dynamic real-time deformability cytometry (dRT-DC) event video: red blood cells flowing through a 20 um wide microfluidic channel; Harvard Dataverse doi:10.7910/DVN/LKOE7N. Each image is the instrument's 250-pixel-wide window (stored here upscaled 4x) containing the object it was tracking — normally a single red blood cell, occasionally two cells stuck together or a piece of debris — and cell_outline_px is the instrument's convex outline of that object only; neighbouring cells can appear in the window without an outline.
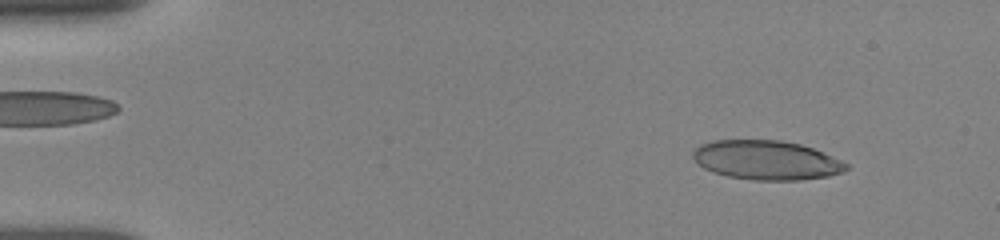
{"species": "human", "species_latin": "Homo sapiens", "temperature_condition": "room temperature", "stored_images_in_passage": 50, "camera_frame_rate_fps": 3000, "um_per_image_px": 0.085, "donor": {"sex": "female"}, "frame": {"image": 1, "passage_image": 7, "time_ms": 1.333, "image_size_px": [1000, 240], "cell_outline_px": [[848, 168], [844, 172], [828, 176], [800, 180], [752, 180], [728, 176], [712, 172], [696, 164], [692, 156], [692, 152], [700, 144], [712, 140], [780, 140], [800, 144], [812, 148], [832, 156], [848, 164]], "centroid_in_image_um": [65.11, 13.61], "position_along_channel_um": 19.9, "area_um2": 35.2}}
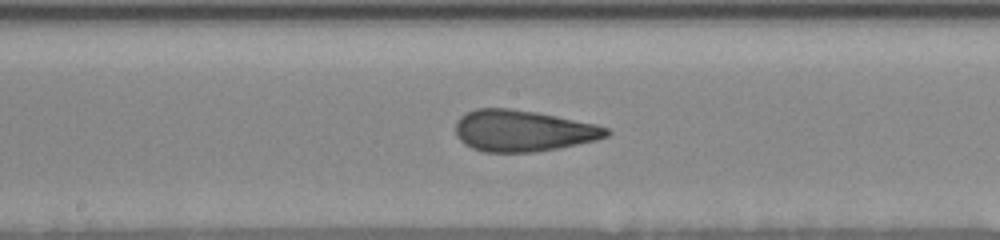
{"frame": {"image": 2, "passage_image": 30, "time_ms": 8.667, "image_size_px": [1000, 240], "cell_outline_px": [[612, 132], [608, 136], [596, 140], [556, 148], [532, 152], [484, 152], [472, 148], [464, 144], [456, 136], [456, 120], [460, 116], [476, 108], [508, 108], [536, 112], [596, 124], [608, 128]], "centroid_in_image_um": [44.43, 11.11], "position_along_channel_um": 203.8, "area_um2": 36.3}}
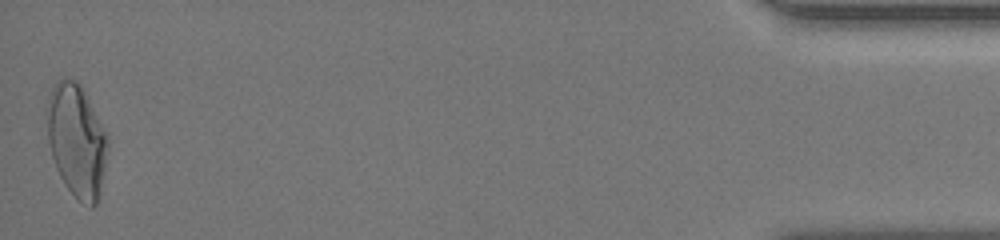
{"frame": {"image": 3, "passage_image": 50, "time_ms": 16.667, "image_size_px": [1000, 240], "cell_outline_px": [[108, 148], [104, 168], [96, 204], [92, 208], [80, 200], [64, 184], [56, 168], [52, 156], [48, 140], [44, 112], [44, 108], [48, 96], [56, 80], [64, 76], [76, 80], [84, 88], [108, 132]], "centroid_in_image_um": [6.49, 11.81], "position_along_channel_um": 428.7, "area_um2": 40.69}, "authors_computed_cell_mechanics": {"area_um2": 35.8938, "velocity_mm_per_s": 3.8513, "shape_relaxation_time_tau1_ms": 4.5463, "shape_relaxation_time_tau2_ms": 1.0762, "deformation_change_tau1": 0.1573, "deformation_change_tau2": 0.0765}}